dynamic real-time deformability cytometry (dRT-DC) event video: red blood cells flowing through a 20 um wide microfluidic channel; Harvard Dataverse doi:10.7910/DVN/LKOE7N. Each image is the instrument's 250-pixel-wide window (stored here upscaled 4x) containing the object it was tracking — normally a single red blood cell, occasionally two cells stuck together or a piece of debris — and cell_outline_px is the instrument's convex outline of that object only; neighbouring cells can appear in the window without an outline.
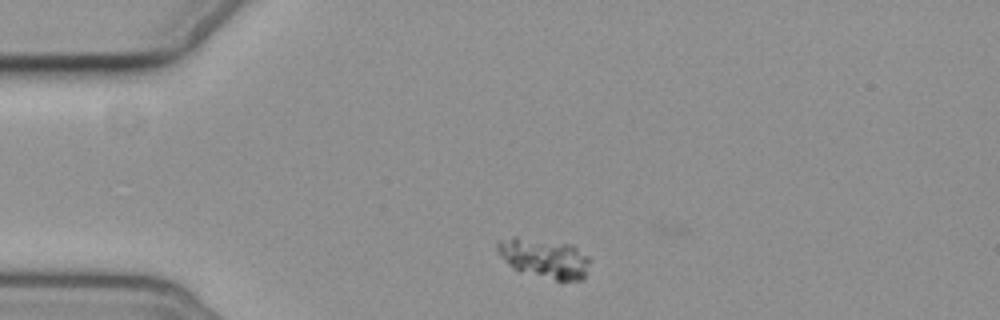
{"species": "common noctule bat (a hibernating species)", "species_latin": "Nyctalus noctula", "temperature_condition": "cold", "stored_images_in_passage": 3, "camera_frame_rate_fps": 3000, "um_per_image_px": 0.085, "animal": {"sex": "female", "body_mass_g": 19.3, "forearm_length_mm": 54.1}, "frame": {"image": 1, "passage_image": 2, "time_ms": 1.0, "image_size_px": [1000, 320], "cell_outline_px": [[592, 260], [584, 280], [556, 280], [512, 268], [500, 256], [496, 248], [496, 240], [512, 236], [516, 236], [572, 244], [588, 256]], "centroid_in_image_um": [46.28, 21.92], "position_along_channel_um": 38.7, "area_um2": 21.56}}